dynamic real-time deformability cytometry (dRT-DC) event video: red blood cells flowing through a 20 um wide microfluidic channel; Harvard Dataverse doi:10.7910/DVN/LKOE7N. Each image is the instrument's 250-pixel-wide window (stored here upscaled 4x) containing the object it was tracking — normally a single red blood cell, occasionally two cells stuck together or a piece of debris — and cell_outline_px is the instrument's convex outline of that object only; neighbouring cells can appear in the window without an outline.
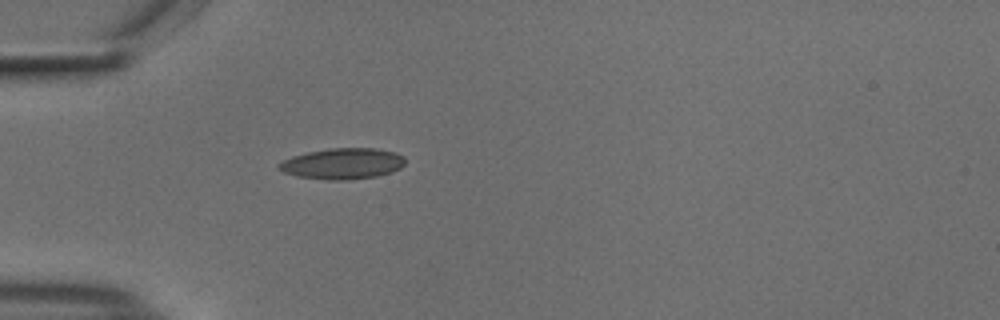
{"species": "common noctule bat (a hibernating species)", "species_latin": "Nyctalus noctula", "temperature_condition": "cold", "stored_images_in_passage": 39, "camera_frame_rate_fps": 3000, "um_per_image_px": 0.085, "animal": {"sex": "male", "body_mass_g": 18.8}, "frame": {"image": 1, "passage_image": 1, "time_ms": 0.0, "image_size_px": [1000, 320], "cell_outline_px": [[404, 164], [400, 168], [392, 172], [376, 176], [348, 180], [328, 180], [296, 176], [284, 172], [276, 168], [276, 164], [292, 156], [308, 152], [328, 148], [376, 148], [392, 152], [404, 156]], "centroid_in_image_um": [29.09, 13.91], "position_along_channel_um": 55.9, "area_um2": 22.83}}
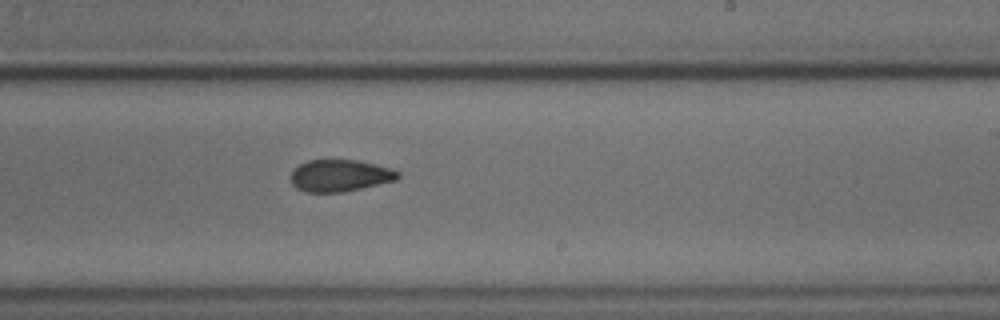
{"frame": {"image": 2, "passage_image": 18, "time_ms": 5.667, "image_size_px": [1000, 320], "cell_outline_px": [[400, 176], [396, 180], [360, 188], [340, 192], [304, 192], [296, 188], [292, 184], [292, 172], [300, 164], [308, 160], [360, 160], [392, 168], [400, 172]], "centroid_in_image_um": [28.92, 14.92], "position_along_channel_um": 260.1, "area_um2": 19.83}}
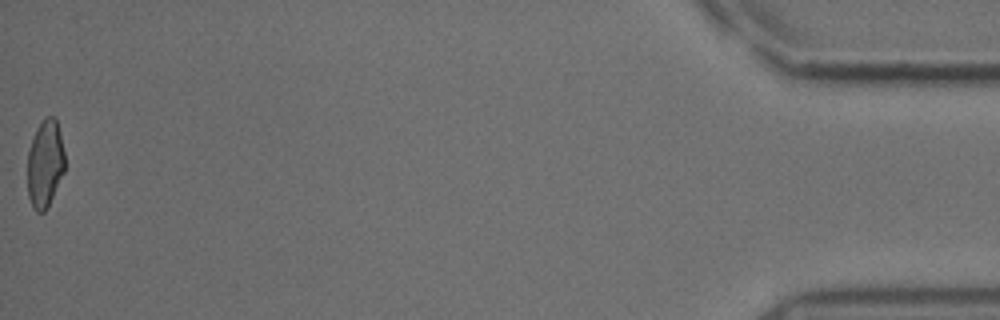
{"frame": {"image": 3, "passage_image": 39, "time_ms": 12.667, "image_size_px": [1000, 320], "cell_outline_px": [[64, 172], [48, 208], [44, 212], [36, 212], [32, 208], [28, 196], [28, 152], [36, 128], [44, 116], [56, 116], [60, 132], [64, 152]], "centroid_in_image_um": [3.83, 13.91], "position_along_channel_um": 431.4, "area_um2": 19.31}, "authors_computed_cell_mechanics": {"area_um2": 20.3456, "velocity_mm_per_s": 3.741, "shape_relaxation_time_tau1_ms": null, "shape_relaxation_time_tau2_ms": 3.394, "deformation_change_tau1": null, "deformation_change_tau2": 0.0959}}